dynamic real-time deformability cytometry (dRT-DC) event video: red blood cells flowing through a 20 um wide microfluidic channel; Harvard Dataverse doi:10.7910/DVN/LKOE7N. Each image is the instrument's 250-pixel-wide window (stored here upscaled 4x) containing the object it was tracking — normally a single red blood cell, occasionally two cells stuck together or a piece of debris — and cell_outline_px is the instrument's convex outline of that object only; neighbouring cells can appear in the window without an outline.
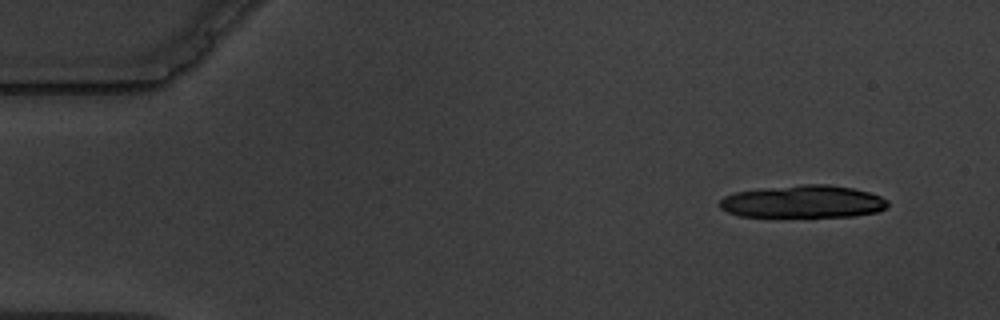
{"species": "common noctule bat (a hibernating species)", "species_latin": "Nyctalus noctula", "temperature_condition": "warm", "stored_images_in_passage": 5, "camera_frame_rate_fps": 3000, "um_per_image_px": 0.085, "animal": {"sex": "male", "body_mass_g": 19.5, "forearm_length_mm": 54.6}, "frame": {"image": 1, "passage_image": 2, "time_ms": 1.333, "image_size_px": [1000, 320], "cell_outline_px": [[888, 204], [880, 212], [852, 216], [740, 216], [728, 212], [720, 208], [720, 200], [724, 196], [736, 192], [764, 188], [804, 184], [828, 184], [852, 188], [868, 192], [880, 196], [888, 200]], "centroid_in_image_um": [68.28, 17.13], "position_along_channel_um": 16.7, "area_um2": 31.67}}